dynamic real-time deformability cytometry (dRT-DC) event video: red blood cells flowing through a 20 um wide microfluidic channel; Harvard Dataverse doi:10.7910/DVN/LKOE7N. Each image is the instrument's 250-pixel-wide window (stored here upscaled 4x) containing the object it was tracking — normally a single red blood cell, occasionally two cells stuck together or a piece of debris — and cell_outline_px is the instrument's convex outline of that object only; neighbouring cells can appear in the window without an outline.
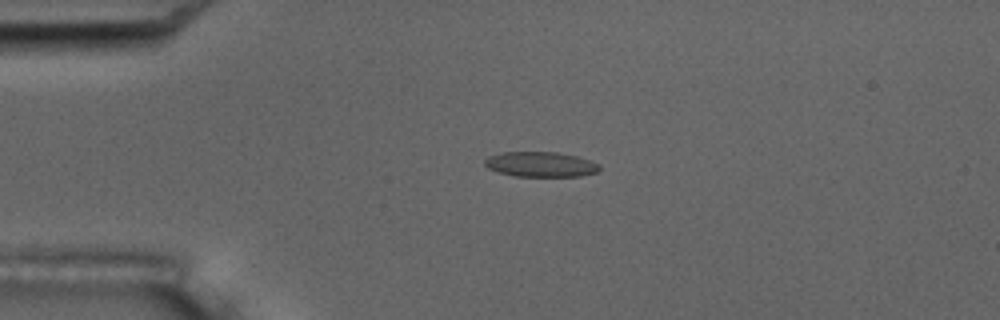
{"species": "common noctule bat (a hibernating species)", "species_latin": "Nyctalus noctula", "temperature_condition": "room temperature", "stored_images_in_passage": 5, "camera_frame_rate_fps": 3000, "um_per_image_px": 0.085, "animal": {"sex": "male", "body_mass_g": 17.5, "forearm_length_mm": 52.3}, "frame": {"image": 1, "passage_image": 4, "time_ms": 3.667, "image_size_px": [1000, 320], "cell_outline_px": [[600, 168], [596, 172], [580, 176], [516, 176], [500, 172], [488, 168], [484, 164], [484, 160], [488, 156], [504, 152], [556, 152], [576, 156], [600, 164]], "centroid_in_image_um": [45.94, 13.96], "position_along_channel_um": 39.1, "area_um2": 16.59}}